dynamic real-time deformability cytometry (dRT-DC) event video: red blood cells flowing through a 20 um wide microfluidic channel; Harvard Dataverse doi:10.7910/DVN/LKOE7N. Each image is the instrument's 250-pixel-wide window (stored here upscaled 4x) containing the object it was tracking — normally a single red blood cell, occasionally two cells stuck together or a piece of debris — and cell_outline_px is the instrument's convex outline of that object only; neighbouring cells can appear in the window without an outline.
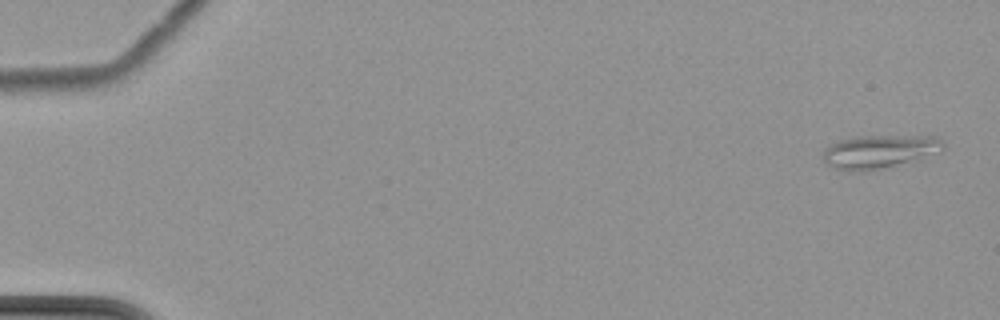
{"species": "common noctule bat (a hibernating species)", "species_latin": "Nyctalus noctula", "temperature_condition": "cold", "stored_images_in_passage": 7, "camera_frame_rate_fps": 3000, "um_per_image_px": 0.085, "animal": {"sex": "female", "body_mass_g": 22.7, "forearm_length_mm": 54.2}, "frame": {"image": 1, "passage_image": 1, "time_ms": 0.0, "image_size_px": [1000, 320], "cell_outline_px": [[944, 148], [920, 160], [884, 168], [864, 172], [848, 172], [836, 168], [828, 164], [824, 160], [824, 148], [828, 144], [840, 140], [856, 136], [936, 136], [944, 144]], "centroid_in_image_um": [74.73, 12.9], "position_along_channel_um": 10.3, "area_um2": 23.64}}
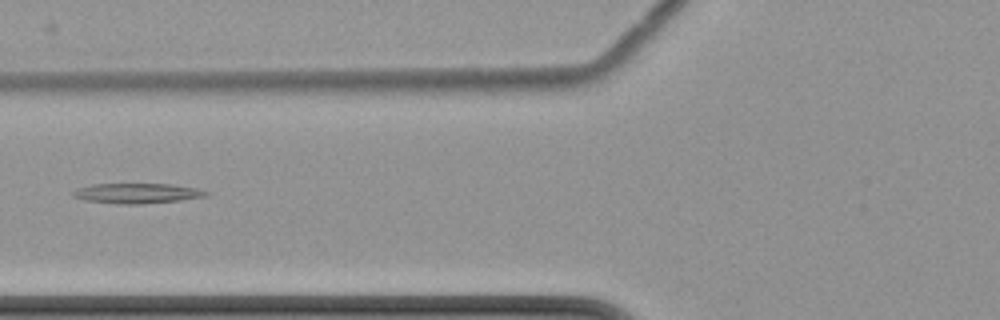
{"frame": {"image": 2, "passage_image": 7, "time_ms": 8.0, "image_size_px": [1000, 320], "cell_outline_px": [[212, 192], [208, 196], [180, 200], [140, 204], [120, 204], [84, 200], [72, 196], [72, 192], [76, 188], [92, 184], [172, 184], [196, 188]], "centroid_in_image_um": [11.66, 16.43], "position_along_channel_um": 114.1, "area_um2": 15.66}}